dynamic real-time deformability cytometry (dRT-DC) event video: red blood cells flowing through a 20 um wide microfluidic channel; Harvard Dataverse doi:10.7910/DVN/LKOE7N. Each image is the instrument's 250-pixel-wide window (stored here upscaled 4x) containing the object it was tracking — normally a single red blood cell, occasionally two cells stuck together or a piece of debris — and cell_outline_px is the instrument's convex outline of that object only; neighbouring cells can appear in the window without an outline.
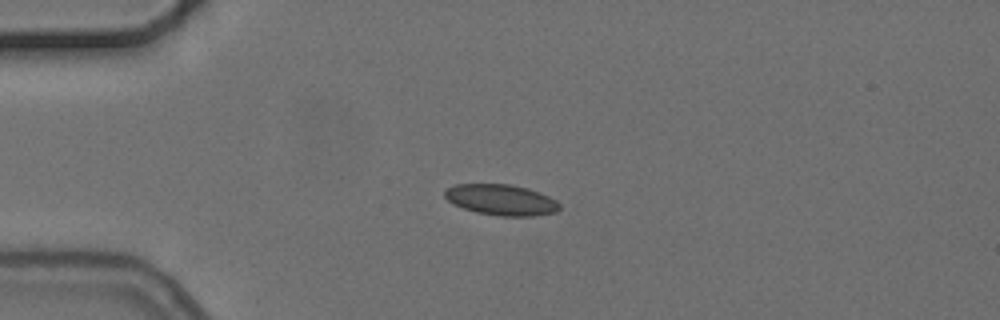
{"species": "common noctule bat (a hibernating species)", "species_latin": "Nyctalus noctula", "temperature_condition": "cold", "stored_images_in_passage": 5, "camera_frame_rate_fps": 3000, "um_per_image_px": 0.085, "animal": {"sex": "female", "body_mass_g": 24.6, "forearm_length_mm": 56.2}, "frame": {"image": 1, "passage_image": 2, "time_ms": 1.333, "image_size_px": [1000, 320], "cell_outline_px": [[560, 208], [556, 212], [532, 216], [500, 216], [476, 212], [452, 204], [444, 196], [444, 192], [448, 188], [456, 184], [508, 184], [528, 188], [540, 192], [556, 200], [560, 204]], "centroid_in_image_um": [42.61, 16.98], "position_along_channel_um": 42.4, "area_um2": 20.63}}
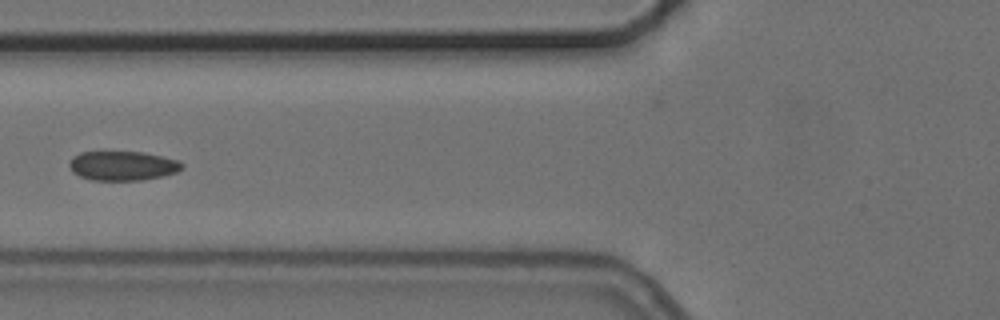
{"frame": {"image": 2, "passage_image": 4, "time_ms": 4.0, "image_size_px": [1000, 320], "cell_outline_px": [[184, 168], [176, 172], [164, 176], [140, 180], [92, 180], [80, 176], [72, 172], [68, 164], [72, 156], [80, 152], [144, 152], [180, 160], [184, 164]], "centroid_in_image_um": [10.44, 14.08], "position_along_channel_um": 115.4, "area_um2": 19.48}}
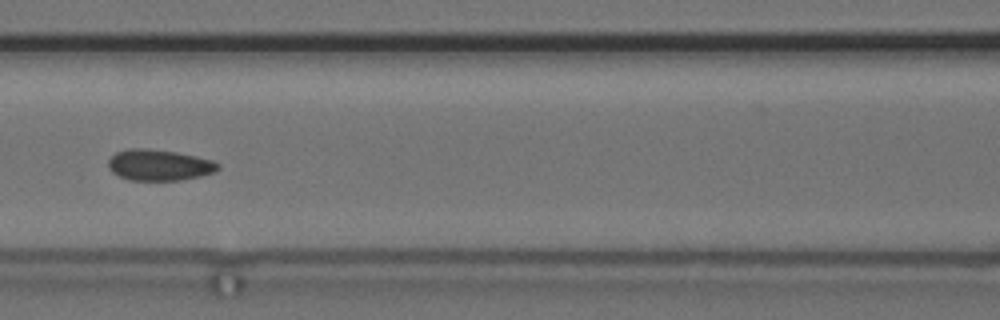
{"frame": {"image": 3, "passage_image": 5, "time_ms": 5.0, "image_size_px": [1000, 320], "cell_outline_px": [[220, 168], [212, 172], [200, 176], [180, 180], [132, 180], [120, 176], [112, 172], [108, 168], [108, 160], [116, 152], [128, 148], [148, 148], [176, 152], [196, 156], [212, 160], [220, 164]], "centroid_in_image_um": [13.51, 14.02], "position_along_channel_um": 153.1, "area_um2": 19.83}}